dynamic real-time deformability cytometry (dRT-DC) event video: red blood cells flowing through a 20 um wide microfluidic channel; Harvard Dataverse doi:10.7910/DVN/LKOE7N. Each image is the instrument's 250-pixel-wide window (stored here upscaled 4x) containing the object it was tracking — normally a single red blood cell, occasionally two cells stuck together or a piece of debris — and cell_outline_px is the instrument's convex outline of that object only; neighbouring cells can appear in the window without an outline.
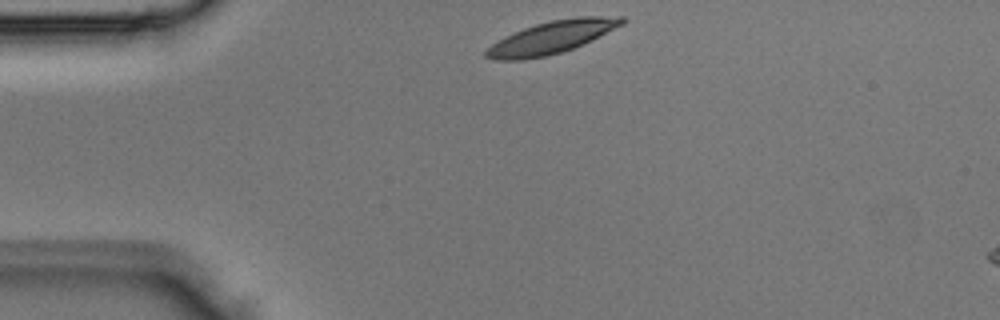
{"species": "Egyptian fruit bat (a non-hibernating species)", "species_latin": "Rousettus aegyptiacus", "temperature_condition": "room temperature", "stored_images_in_passage": 3, "camera_frame_rate_fps": 3000, "um_per_image_px": 0.085, "animal": {"sex": "male"}, "frame": {"image": 1, "passage_image": 1, "time_ms": 0.0, "image_size_px": [1000, 320], "cell_outline_px": [[628, 20], [624, 24], [592, 40], [572, 48], [548, 56], [520, 60], [496, 60], [484, 56], [484, 52], [492, 44], [524, 28], [536, 24], [552, 20], [576, 16], [624, 16]], "centroid_in_image_um": [46.96, 3.16], "position_along_channel_um": 38.0, "area_um2": 25.49}}